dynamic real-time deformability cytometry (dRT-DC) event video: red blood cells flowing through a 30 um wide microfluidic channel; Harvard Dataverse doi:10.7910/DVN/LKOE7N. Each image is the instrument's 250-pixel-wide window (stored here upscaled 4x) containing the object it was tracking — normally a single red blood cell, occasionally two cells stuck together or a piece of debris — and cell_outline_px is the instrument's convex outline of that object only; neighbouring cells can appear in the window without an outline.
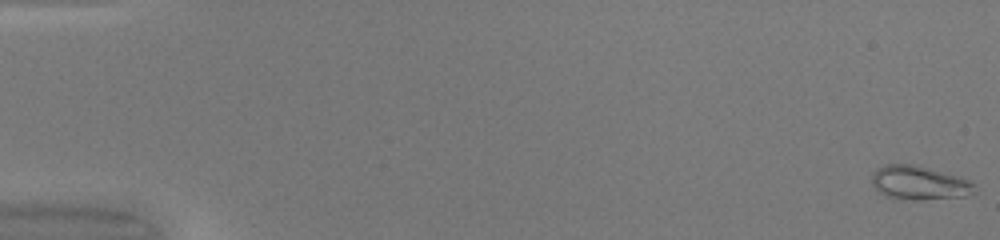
{"species": "common noctule bat (a hibernating species)", "species_latin": "Nyctalus noctula", "temperature_condition": "warm", "stored_images_in_passage": 50, "camera_frame_rate_fps": 3000, "um_per_image_px": 0.085, "animal": {"sex": "female", "body_mass_g": 20.0, "forearm_length_mm": 54.0}, "frame": {"image": 1, "passage_image": 1, "time_ms": 0.0, "image_size_px": [1000, 240], "cell_outline_px": [[976, 192], [968, 196], [916, 200], [912, 200], [888, 196], [880, 192], [872, 184], [872, 172], [876, 168], [884, 164], [912, 164], [968, 180], [972, 184]], "centroid_in_image_um": [78.08, 15.54], "position_along_channel_um": 6.9, "area_um2": 19.83}}
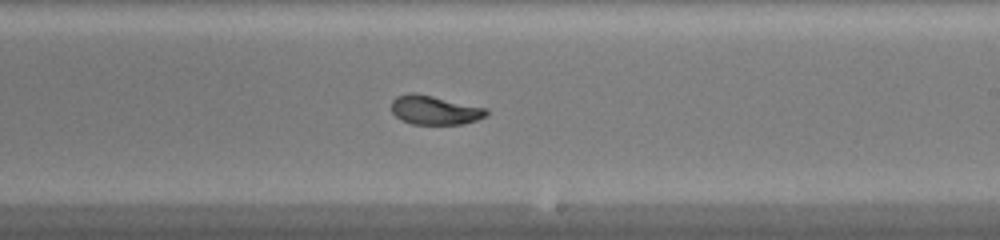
{"frame": {"image": 2, "passage_image": 31, "time_ms": 10.0, "image_size_px": [1000, 240], "cell_outline_px": [[488, 116], [476, 120], [460, 124], [412, 124], [400, 120], [392, 112], [392, 100], [396, 96], [408, 92], [412, 92], [432, 96], [488, 108]], "centroid_in_image_um": [36.94, 9.35], "position_along_channel_um": 252.1, "area_um2": 16.13}}
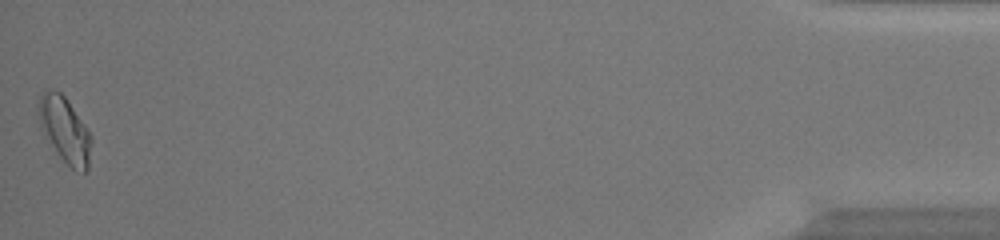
{"frame": {"image": 3, "passage_image": 50, "time_ms": 16.333, "image_size_px": [1000, 240], "cell_outline_px": [[92, 140], [88, 172], [84, 172], [72, 168], [60, 156], [52, 144], [40, 124], [40, 96], [48, 88], [52, 88], [60, 92], [64, 96], [92, 136]], "centroid_in_image_um": [5.56, 11.05], "position_along_channel_um": 429.6, "area_um2": 19.31}, "authors_computed_cell_mechanics": {"area_um2": 17.1377, "velocity_mm_per_s": 4.2263, "shape_relaxation_time_tau1_ms": 6.9373, "shape_relaxation_time_tau2_ms": 1.2776, "deformation_change_tau1": 0.2368, "deformation_change_tau2": 0.066}}